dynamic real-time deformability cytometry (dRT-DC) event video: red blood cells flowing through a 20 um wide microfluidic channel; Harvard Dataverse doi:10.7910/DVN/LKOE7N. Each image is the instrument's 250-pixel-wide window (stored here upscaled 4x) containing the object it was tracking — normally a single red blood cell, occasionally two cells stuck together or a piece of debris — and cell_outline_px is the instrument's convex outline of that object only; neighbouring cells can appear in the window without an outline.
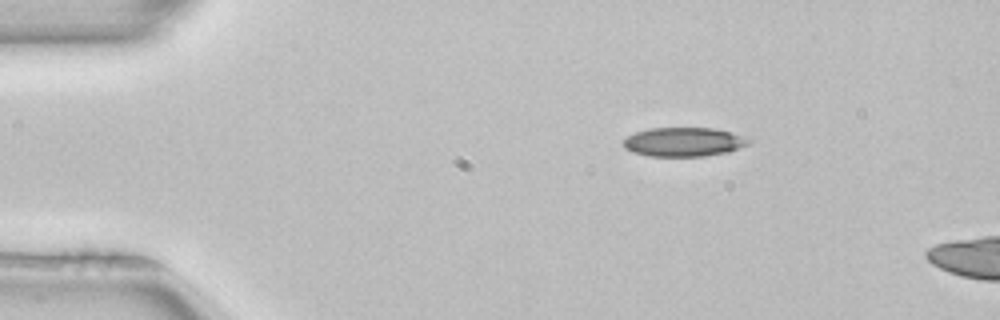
{"species": "common noctule bat (a hibernating species)", "species_latin": "Nyctalus noctula", "temperature_condition": "room temperature", "stored_images_in_passage": 3, "camera_frame_rate_fps": 3000, "um_per_image_px": 0.085, "animal": {"sex": "female", "body_mass_g": 22.7, "forearm_length_mm": 54.2}, "frame": {"image": 1, "passage_image": 1, "time_ms": 0.0, "image_size_px": [1000, 320], "cell_outline_px": [[752, 140], [748, 144], [728, 152], [704, 156], [648, 156], [632, 152], [624, 148], [620, 144], [620, 140], [636, 132], [648, 128], [712, 128], [744, 136]], "centroid_in_image_um": [58.04, 12.07], "position_along_channel_um": 27.0, "area_um2": 21.33}}